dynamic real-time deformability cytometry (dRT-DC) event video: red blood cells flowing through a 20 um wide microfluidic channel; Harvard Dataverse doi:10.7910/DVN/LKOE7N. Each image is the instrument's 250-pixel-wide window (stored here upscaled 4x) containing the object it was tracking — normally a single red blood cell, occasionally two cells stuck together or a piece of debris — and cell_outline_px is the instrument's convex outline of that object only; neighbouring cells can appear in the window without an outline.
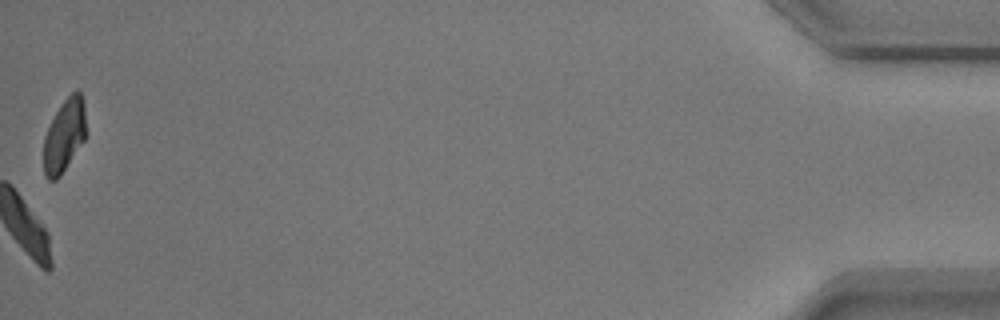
{"species": "common noctule bat (a hibernating species)", "species_latin": "Nyctalus noctula", "temperature_condition": "warm", "stored_images_in_passage": 54, "camera_frame_rate_fps": 3000, "um_per_image_px": 0.085, "animal": {"sex": "male", "body_mass_g": 17.9}, "frame": {"image": 1, "passage_image": 54, "time_ms": 17.667, "image_size_px": [1000, 320], "cell_outline_px": [[84, 140], [60, 176], [56, 180], [48, 180], [44, 176], [44, 136], [60, 104], [76, 88], [80, 92], [84, 104]], "centroid_in_image_um": [5.44, 11.53], "position_along_channel_um": 429.8, "area_um2": 17.69}, "authors_computed_cell_mechanics": {"area_um2": 19.6231, "velocity_mm_per_s": 3.6996, "shape_relaxation_time_tau1_ms": 3.459, "shape_relaxation_time_tau2_ms": 1.6172, "deformation_change_tau1": 0.1578, "deformation_change_tau2": 0.0522}}